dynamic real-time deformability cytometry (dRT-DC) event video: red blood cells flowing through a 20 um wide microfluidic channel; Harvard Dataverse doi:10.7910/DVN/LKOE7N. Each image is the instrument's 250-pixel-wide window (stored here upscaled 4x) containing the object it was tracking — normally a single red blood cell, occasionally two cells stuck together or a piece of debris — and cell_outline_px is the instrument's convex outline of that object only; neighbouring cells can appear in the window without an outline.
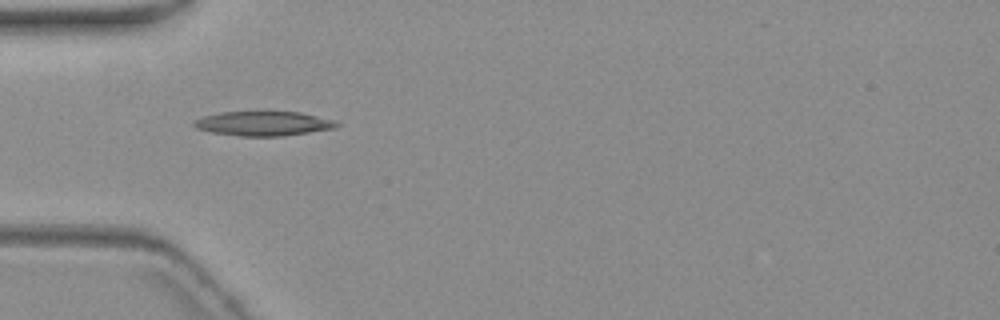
{"species": "common noctule bat (a hibernating species)", "species_latin": "Nyctalus noctula", "temperature_condition": "warm", "stored_images_in_passage": 6, "camera_frame_rate_fps": 3000, "um_per_image_px": 0.085, "animal": {"sex": "female", "body_mass_g": 19.3, "forearm_length_mm": 54.1}, "frame": {"image": 1, "passage_image": 5, "time_ms": 6.0, "image_size_px": [1000, 320], "cell_outline_px": [[340, 124], [336, 128], [284, 136], [240, 136], [212, 132], [196, 128], [192, 124], [196, 120], [204, 116], [220, 112], [260, 108], [300, 112], [332, 120]], "centroid_in_image_um": [22.37, 10.45], "position_along_channel_um": 62.6, "area_um2": 21.27}}
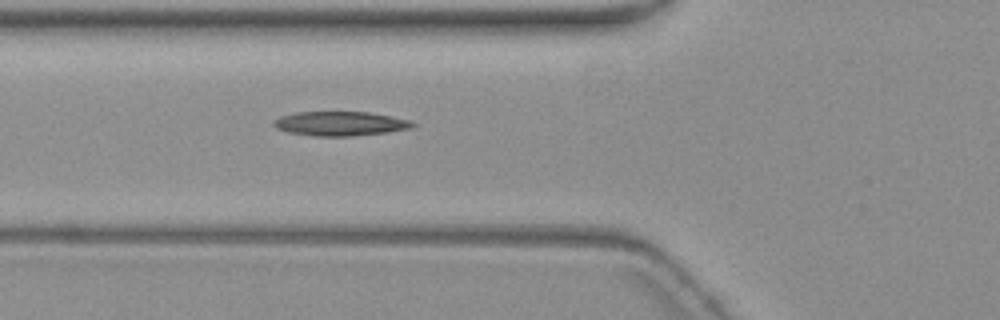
{"frame": {"image": 2, "passage_image": 6, "time_ms": 7.0, "image_size_px": [1000, 320], "cell_outline_px": [[416, 124], [412, 128], [384, 132], [352, 136], [316, 136], [288, 132], [276, 128], [272, 124], [272, 120], [280, 116], [296, 112], [368, 112], [412, 120]], "centroid_in_image_um": [28.89, 10.5], "position_along_channel_um": 96.9, "area_um2": 19.65}}